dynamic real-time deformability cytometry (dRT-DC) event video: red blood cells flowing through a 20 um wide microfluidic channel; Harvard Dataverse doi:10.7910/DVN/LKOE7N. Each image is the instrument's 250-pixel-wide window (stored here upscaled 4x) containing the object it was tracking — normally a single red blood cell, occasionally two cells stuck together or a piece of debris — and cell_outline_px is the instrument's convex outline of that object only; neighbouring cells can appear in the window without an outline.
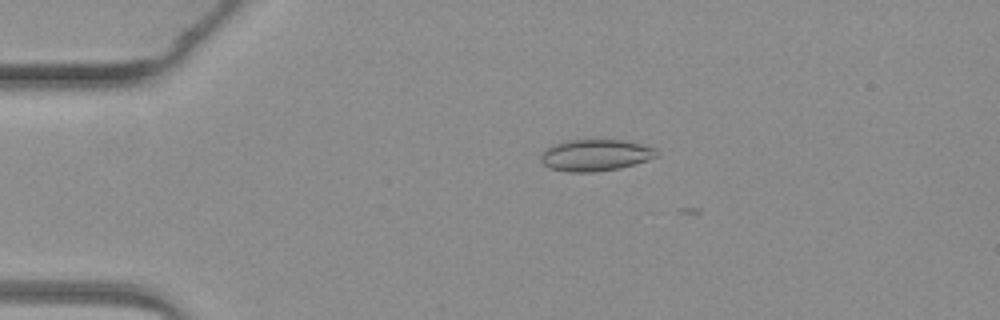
{"species": "common noctule bat (a hibernating species)", "species_latin": "Nyctalus noctula", "temperature_condition": "warm", "stored_images_in_passage": 5, "camera_frame_rate_fps": 3000, "um_per_image_px": 0.085, "animal": {"sex": "female", "body_mass_g": 19.3, "forearm_length_mm": 54.1}, "frame": {"image": 1, "passage_image": 3, "time_ms": 3.333, "image_size_px": [1000, 320], "cell_outline_px": [[660, 156], [648, 160], [620, 168], [592, 172], [568, 172], [548, 168], [540, 160], [540, 156], [544, 148], [552, 144], [564, 140], [624, 140], [656, 148], [660, 152]], "centroid_in_image_um": [50.6, 13.18], "position_along_channel_um": 34.4, "area_um2": 21.68}}